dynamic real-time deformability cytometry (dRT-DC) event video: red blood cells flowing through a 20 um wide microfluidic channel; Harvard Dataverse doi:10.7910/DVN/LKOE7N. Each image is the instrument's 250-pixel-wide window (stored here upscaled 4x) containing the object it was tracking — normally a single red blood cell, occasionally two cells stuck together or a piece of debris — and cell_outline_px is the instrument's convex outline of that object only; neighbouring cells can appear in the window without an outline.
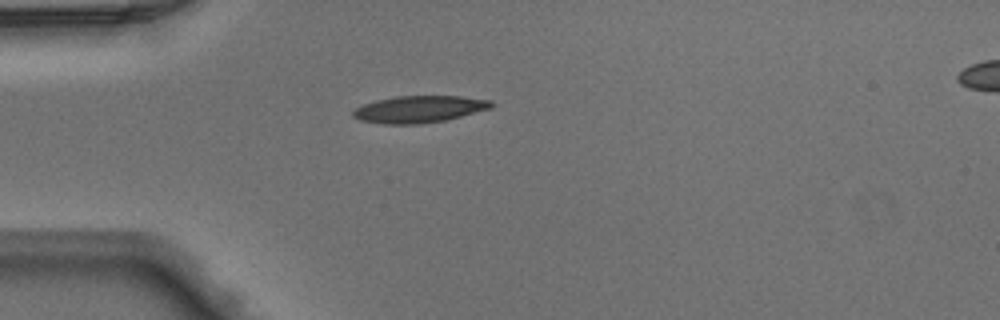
{"species": "Egyptian fruit bat (a non-hibernating species)", "species_latin": "Rousettus aegyptiacus", "temperature_condition": "warm", "stored_images_in_passage": 36, "camera_frame_rate_fps": 3000, "um_per_image_px": 0.085, "animal": {"sex": "male"}, "frame": {"image": 1, "passage_image": 1, "time_ms": 0.0, "image_size_px": [1000, 320], "cell_outline_px": [[496, 104], [492, 108], [444, 120], [420, 124], [384, 124], [360, 120], [352, 116], [352, 112], [356, 108], [364, 104], [376, 100], [396, 96], [460, 96], [492, 100]], "centroid_in_image_um": [35.65, 9.27], "position_along_channel_um": 49.4, "area_um2": 21.68}}
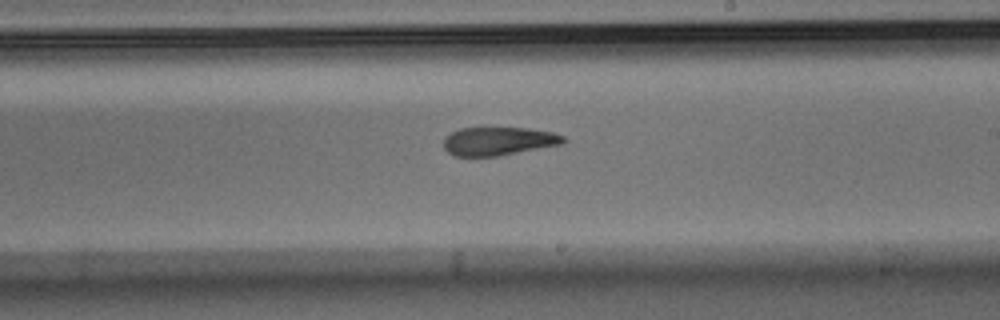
{"frame": {"image": 2, "passage_image": 16, "time_ms": 5.0, "image_size_px": [1000, 320], "cell_outline_px": [[568, 140], [564, 144], [496, 156], [456, 156], [448, 152], [444, 148], [444, 140], [452, 132], [460, 128], [528, 128], [552, 132], [564, 136]], "centroid_in_image_um": [42.42, 12.0], "position_along_channel_um": 246.6, "area_um2": 19.71}}
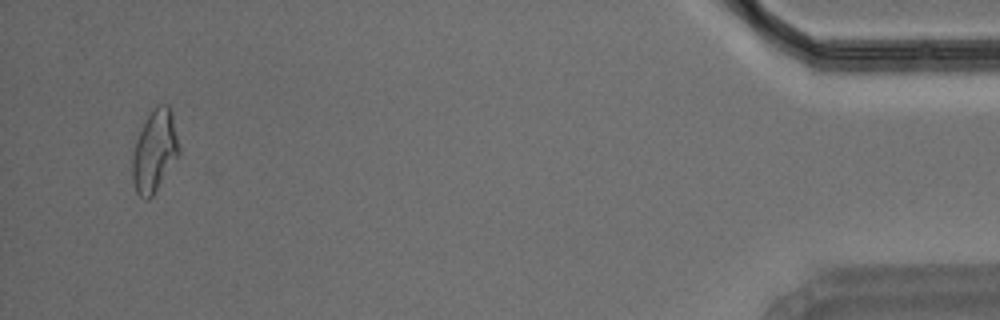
{"frame": {"image": 3, "passage_image": 34, "time_ms": 11.0, "image_size_px": [1000, 320], "cell_outline_px": [[180, 152], [152, 196], [148, 200], [144, 200], [136, 192], [132, 180], [132, 152], [136, 140], [148, 116], [156, 104], [168, 104], [172, 112], [180, 148]], "centroid_in_image_um": [13.13, 12.84], "position_along_channel_um": 422.1, "area_um2": 22.08}}